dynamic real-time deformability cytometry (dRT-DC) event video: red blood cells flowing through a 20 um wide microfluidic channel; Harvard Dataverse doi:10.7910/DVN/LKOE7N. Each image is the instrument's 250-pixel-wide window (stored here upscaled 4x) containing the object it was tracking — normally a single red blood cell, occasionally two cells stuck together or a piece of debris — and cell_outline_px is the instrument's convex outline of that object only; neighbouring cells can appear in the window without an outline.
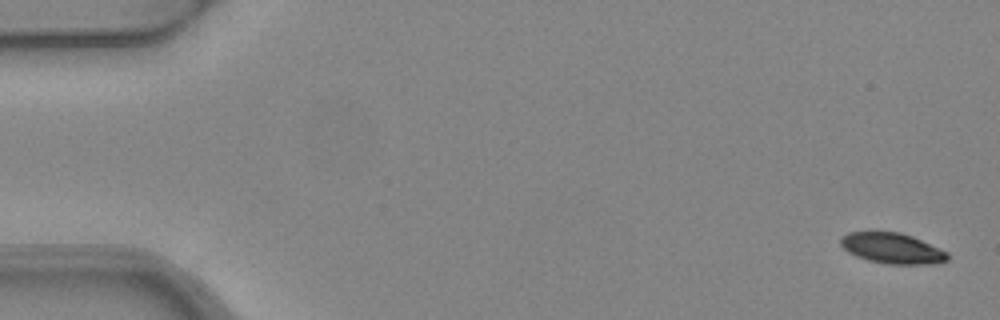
{"species": "common noctule bat (a hibernating species)", "species_latin": "Nyctalus noctula", "temperature_condition": "warm", "stored_images_in_passage": 5, "camera_frame_rate_fps": 3000, "um_per_image_px": 0.085, "animal": {"sex": "female", "body_mass_g": 24.6, "forearm_length_mm": 56.2}, "frame": {"image": 1, "passage_image": 1, "time_ms": 0.0, "image_size_px": [1000, 320], "cell_outline_px": [[948, 260], [936, 264], [888, 264], [868, 260], [856, 256], [848, 252], [840, 244], [840, 236], [848, 232], [900, 232], [912, 236], [948, 252]], "centroid_in_image_um": [75.83, 21.11], "position_along_channel_um": 9.2, "area_um2": 19.07}}